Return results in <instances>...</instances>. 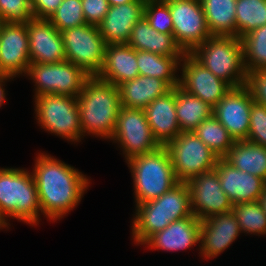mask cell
I'll return each instance as SVG.
<instances>
[{"label":"cell","instance_id":"cell-1","mask_svg":"<svg viewBox=\"0 0 266 266\" xmlns=\"http://www.w3.org/2000/svg\"><path fill=\"white\" fill-rule=\"evenodd\" d=\"M33 177L39 196L41 212L57 220L74 209L81 201L88 179L74 167L47 154H39Z\"/></svg>","mask_w":266,"mask_h":266},{"label":"cell","instance_id":"cell-2","mask_svg":"<svg viewBox=\"0 0 266 266\" xmlns=\"http://www.w3.org/2000/svg\"><path fill=\"white\" fill-rule=\"evenodd\" d=\"M82 134L111 138L120 110L118 87L96 76L89 77L77 97Z\"/></svg>","mask_w":266,"mask_h":266},{"label":"cell","instance_id":"cell-3","mask_svg":"<svg viewBox=\"0 0 266 266\" xmlns=\"http://www.w3.org/2000/svg\"><path fill=\"white\" fill-rule=\"evenodd\" d=\"M136 209L132 234L137 244H143L171 222L193 215L189 186L187 183L179 182L159 198L136 205Z\"/></svg>","mask_w":266,"mask_h":266},{"label":"cell","instance_id":"cell-4","mask_svg":"<svg viewBox=\"0 0 266 266\" xmlns=\"http://www.w3.org/2000/svg\"><path fill=\"white\" fill-rule=\"evenodd\" d=\"M190 54L232 88L245 85L243 44L237 36L212 35Z\"/></svg>","mask_w":266,"mask_h":266},{"label":"cell","instance_id":"cell-5","mask_svg":"<svg viewBox=\"0 0 266 266\" xmlns=\"http://www.w3.org/2000/svg\"><path fill=\"white\" fill-rule=\"evenodd\" d=\"M127 161L133 177L136 205L159 198L179 183L165 146Z\"/></svg>","mask_w":266,"mask_h":266},{"label":"cell","instance_id":"cell-6","mask_svg":"<svg viewBox=\"0 0 266 266\" xmlns=\"http://www.w3.org/2000/svg\"><path fill=\"white\" fill-rule=\"evenodd\" d=\"M41 211L33 174L18 168L0 169V213L29 224H38ZM7 215V216H6Z\"/></svg>","mask_w":266,"mask_h":266},{"label":"cell","instance_id":"cell-7","mask_svg":"<svg viewBox=\"0 0 266 266\" xmlns=\"http://www.w3.org/2000/svg\"><path fill=\"white\" fill-rule=\"evenodd\" d=\"M165 147L178 182L214 169L219 158L193 131L179 133Z\"/></svg>","mask_w":266,"mask_h":266},{"label":"cell","instance_id":"cell-8","mask_svg":"<svg viewBox=\"0 0 266 266\" xmlns=\"http://www.w3.org/2000/svg\"><path fill=\"white\" fill-rule=\"evenodd\" d=\"M38 123L51 133L79 141L82 134L77 97L44 94L35 97Z\"/></svg>","mask_w":266,"mask_h":266},{"label":"cell","instance_id":"cell-9","mask_svg":"<svg viewBox=\"0 0 266 266\" xmlns=\"http://www.w3.org/2000/svg\"><path fill=\"white\" fill-rule=\"evenodd\" d=\"M66 61L80 67L90 77L100 72L105 55L106 43L99 27L85 24L61 31Z\"/></svg>","mask_w":266,"mask_h":266},{"label":"cell","instance_id":"cell-10","mask_svg":"<svg viewBox=\"0 0 266 266\" xmlns=\"http://www.w3.org/2000/svg\"><path fill=\"white\" fill-rule=\"evenodd\" d=\"M27 75L36 83V96L44 94L78 97L90 77L70 61L31 63Z\"/></svg>","mask_w":266,"mask_h":266},{"label":"cell","instance_id":"cell-11","mask_svg":"<svg viewBox=\"0 0 266 266\" xmlns=\"http://www.w3.org/2000/svg\"><path fill=\"white\" fill-rule=\"evenodd\" d=\"M172 16L173 36L185 53H191L211 35L200 0H166Z\"/></svg>","mask_w":266,"mask_h":266},{"label":"cell","instance_id":"cell-12","mask_svg":"<svg viewBox=\"0 0 266 266\" xmlns=\"http://www.w3.org/2000/svg\"><path fill=\"white\" fill-rule=\"evenodd\" d=\"M111 140L120 142L126 161L160 147L153 136L144 109L121 106Z\"/></svg>","mask_w":266,"mask_h":266},{"label":"cell","instance_id":"cell-13","mask_svg":"<svg viewBox=\"0 0 266 266\" xmlns=\"http://www.w3.org/2000/svg\"><path fill=\"white\" fill-rule=\"evenodd\" d=\"M187 184L190 189L191 211L199 220L232 210L233 204L221 188L215 168L195 176Z\"/></svg>","mask_w":266,"mask_h":266},{"label":"cell","instance_id":"cell-14","mask_svg":"<svg viewBox=\"0 0 266 266\" xmlns=\"http://www.w3.org/2000/svg\"><path fill=\"white\" fill-rule=\"evenodd\" d=\"M181 61H183V66L179 87L188 94L203 100L212 108L232 88L227 82L205 68L190 53H186Z\"/></svg>","mask_w":266,"mask_h":266},{"label":"cell","instance_id":"cell-15","mask_svg":"<svg viewBox=\"0 0 266 266\" xmlns=\"http://www.w3.org/2000/svg\"><path fill=\"white\" fill-rule=\"evenodd\" d=\"M30 64L26 23L0 22V73L16 77Z\"/></svg>","mask_w":266,"mask_h":266},{"label":"cell","instance_id":"cell-16","mask_svg":"<svg viewBox=\"0 0 266 266\" xmlns=\"http://www.w3.org/2000/svg\"><path fill=\"white\" fill-rule=\"evenodd\" d=\"M253 102L249 90L241 86L231 88L213 108V115L234 140L247 139Z\"/></svg>","mask_w":266,"mask_h":266},{"label":"cell","instance_id":"cell-17","mask_svg":"<svg viewBox=\"0 0 266 266\" xmlns=\"http://www.w3.org/2000/svg\"><path fill=\"white\" fill-rule=\"evenodd\" d=\"M31 63L66 61L61 32L46 18L33 17L26 23Z\"/></svg>","mask_w":266,"mask_h":266},{"label":"cell","instance_id":"cell-18","mask_svg":"<svg viewBox=\"0 0 266 266\" xmlns=\"http://www.w3.org/2000/svg\"><path fill=\"white\" fill-rule=\"evenodd\" d=\"M242 232L233 211L200 220V251L204 258L216 257ZM202 246V247H201Z\"/></svg>","mask_w":266,"mask_h":266},{"label":"cell","instance_id":"cell-19","mask_svg":"<svg viewBox=\"0 0 266 266\" xmlns=\"http://www.w3.org/2000/svg\"><path fill=\"white\" fill-rule=\"evenodd\" d=\"M215 169L221 188L233 205L258 201L266 185L262 178L238 170L224 158H218Z\"/></svg>","mask_w":266,"mask_h":266},{"label":"cell","instance_id":"cell-20","mask_svg":"<svg viewBox=\"0 0 266 266\" xmlns=\"http://www.w3.org/2000/svg\"><path fill=\"white\" fill-rule=\"evenodd\" d=\"M145 0H135L118 6H110L98 25L107 45L128 43L132 28L144 16Z\"/></svg>","mask_w":266,"mask_h":266},{"label":"cell","instance_id":"cell-21","mask_svg":"<svg viewBox=\"0 0 266 266\" xmlns=\"http://www.w3.org/2000/svg\"><path fill=\"white\" fill-rule=\"evenodd\" d=\"M144 111L153 136L160 146H166L182 132L176 114V87L153 100Z\"/></svg>","mask_w":266,"mask_h":266},{"label":"cell","instance_id":"cell-22","mask_svg":"<svg viewBox=\"0 0 266 266\" xmlns=\"http://www.w3.org/2000/svg\"><path fill=\"white\" fill-rule=\"evenodd\" d=\"M138 76L136 49L127 43L106 45L103 66L96 77L118 87Z\"/></svg>","mask_w":266,"mask_h":266},{"label":"cell","instance_id":"cell-23","mask_svg":"<svg viewBox=\"0 0 266 266\" xmlns=\"http://www.w3.org/2000/svg\"><path fill=\"white\" fill-rule=\"evenodd\" d=\"M200 244V220L192 215L171 222L165 229L154 233L144 243L150 248L167 251L188 249Z\"/></svg>","mask_w":266,"mask_h":266},{"label":"cell","instance_id":"cell-24","mask_svg":"<svg viewBox=\"0 0 266 266\" xmlns=\"http://www.w3.org/2000/svg\"><path fill=\"white\" fill-rule=\"evenodd\" d=\"M120 105L126 108L145 109L153 100L172 88L162 79L139 75L118 86Z\"/></svg>","mask_w":266,"mask_h":266},{"label":"cell","instance_id":"cell-25","mask_svg":"<svg viewBox=\"0 0 266 266\" xmlns=\"http://www.w3.org/2000/svg\"><path fill=\"white\" fill-rule=\"evenodd\" d=\"M127 44L138 51H148L164 56H184L186 54L177 44L173 34H162L156 31L144 16L132 28Z\"/></svg>","mask_w":266,"mask_h":266},{"label":"cell","instance_id":"cell-26","mask_svg":"<svg viewBox=\"0 0 266 266\" xmlns=\"http://www.w3.org/2000/svg\"><path fill=\"white\" fill-rule=\"evenodd\" d=\"M240 171L262 178L266 182V147L248 140H235L223 157Z\"/></svg>","mask_w":266,"mask_h":266},{"label":"cell","instance_id":"cell-27","mask_svg":"<svg viewBox=\"0 0 266 266\" xmlns=\"http://www.w3.org/2000/svg\"><path fill=\"white\" fill-rule=\"evenodd\" d=\"M184 56H164L148 51L136 50L139 75L156 77L164 80L171 88L179 86L176 69ZM180 60V61H179Z\"/></svg>","mask_w":266,"mask_h":266},{"label":"cell","instance_id":"cell-28","mask_svg":"<svg viewBox=\"0 0 266 266\" xmlns=\"http://www.w3.org/2000/svg\"><path fill=\"white\" fill-rule=\"evenodd\" d=\"M237 0H200L211 35L236 36Z\"/></svg>","mask_w":266,"mask_h":266},{"label":"cell","instance_id":"cell-29","mask_svg":"<svg viewBox=\"0 0 266 266\" xmlns=\"http://www.w3.org/2000/svg\"><path fill=\"white\" fill-rule=\"evenodd\" d=\"M176 114L181 131H193L213 115V108L203 100L176 87Z\"/></svg>","mask_w":266,"mask_h":266},{"label":"cell","instance_id":"cell-30","mask_svg":"<svg viewBox=\"0 0 266 266\" xmlns=\"http://www.w3.org/2000/svg\"><path fill=\"white\" fill-rule=\"evenodd\" d=\"M193 132L219 157L223 158L235 142L228 130L212 115Z\"/></svg>","mask_w":266,"mask_h":266},{"label":"cell","instance_id":"cell-31","mask_svg":"<svg viewBox=\"0 0 266 266\" xmlns=\"http://www.w3.org/2000/svg\"><path fill=\"white\" fill-rule=\"evenodd\" d=\"M266 25V0L236 1V36L241 39Z\"/></svg>","mask_w":266,"mask_h":266},{"label":"cell","instance_id":"cell-32","mask_svg":"<svg viewBox=\"0 0 266 266\" xmlns=\"http://www.w3.org/2000/svg\"><path fill=\"white\" fill-rule=\"evenodd\" d=\"M241 41L246 71L266 68V25L244 35Z\"/></svg>","mask_w":266,"mask_h":266},{"label":"cell","instance_id":"cell-33","mask_svg":"<svg viewBox=\"0 0 266 266\" xmlns=\"http://www.w3.org/2000/svg\"><path fill=\"white\" fill-rule=\"evenodd\" d=\"M232 211L241 231L250 234H266V213L258 201L234 204Z\"/></svg>","mask_w":266,"mask_h":266},{"label":"cell","instance_id":"cell-34","mask_svg":"<svg viewBox=\"0 0 266 266\" xmlns=\"http://www.w3.org/2000/svg\"><path fill=\"white\" fill-rule=\"evenodd\" d=\"M48 20L59 32L85 25L86 20L81 0H62L60 6L50 15Z\"/></svg>","mask_w":266,"mask_h":266},{"label":"cell","instance_id":"cell-35","mask_svg":"<svg viewBox=\"0 0 266 266\" xmlns=\"http://www.w3.org/2000/svg\"><path fill=\"white\" fill-rule=\"evenodd\" d=\"M144 17L162 34H173L172 16L166 1H145Z\"/></svg>","mask_w":266,"mask_h":266},{"label":"cell","instance_id":"cell-36","mask_svg":"<svg viewBox=\"0 0 266 266\" xmlns=\"http://www.w3.org/2000/svg\"><path fill=\"white\" fill-rule=\"evenodd\" d=\"M33 17L31 0H0V22L27 23Z\"/></svg>","mask_w":266,"mask_h":266},{"label":"cell","instance_id":"cell-37","mask_svg":"<svg viewBox=\"0 0 266 266\" xmlns=\"http://www.w3.org/2000/svg\"><path fill=\"white\" fill-rule=\"evenodd\" d=\"M246 140L266 147V106L252 103L249 133Z\"/></svg>","mask_w":266,"mask_h":266},{"label":"cell","instance_id":"cell-38","mask_svg":"<svg viewBox=\"0 0 266 266\" xmlns=\"http://www.w3.org/2000/svg\"><path fill=\"white\" fill-rule=\"evenodd\" d=\"M254 102L266 106V68L247 72L244 85Z\"/></svg>","mask_w":266,"mask_h":266},{"label":"cell","instance_id":"cell-39","mask_svg":"<svg viewBox=\"0 0 266 266\" xmlns=\"http://www.w3.org/2000/svg\"><path fill=\"white\" fill-rule=\"evenodd\" d=\"M87 24L98 26L107 14L110 5L107 0H81Z\"/></svg>","mask_w":266,"mask_h":266},{"label":"cell","instance_id":"cell-40","mask_svg":"<svg viewBox=\"0 0 266 266\" xmlns=\"http://www.w3.org/2000/svg\"><path fill=\"white\" fill-rule=\"evenodd\" d=\"M62 0H31V10L35 18L48 19L60 6Z\"/></svg>","mask_w":266,"mask_h":266},{"label":"cell","instance_id":"cell-41","mask_svg":"<svg viewBox=\"0 0 266 266\" xmlns=\"http://www.w3.org/2000/svg\"><path fill=\"white\" fill-rule=\"evenodd\" d=\"M13 76L8 75V74H2L0 73V106L2 105V103L4 102L5 99V91L2 88V86H4L2 84V82L4 83L5 80L11 79Z\"/></svg>","mask_w":266,"mask_h":266},{"label":"cell","instance_id":"cell-42","mask_svg":"<svg viewBox=\"0 0 266 266\" xmlns=\"http://www.w3.org/2000/svg\"><path fill=\"white\" fill-rule=\"evenodd\" d=\"M258 202L260 203V206L263 209V211L266 213V185L263 188V191L258 198Z\"/></svg>","mask_w":266,"mask_h":266},{"label":"cell","instance_id":"cell-43","mask_svg":"<svg viewBox=\"0 0 266 266\" xmlns=\"http://www.w3.org/2000/svg\"><path fill=\"white\" fill-rule=\"evenodd\" d=\"M109 2L110 6H118V5H122L125 3H131L134 2L135 0H107Z\"/></svg>","mask_w":266,"mask_h":266},{"label":"cell","instance_id":"cell-44","mask_svg":"<svg viewBox=\"0 0 266 266\" xmlns=\"http://www.w3.org/2000/svg\"><path fill=\"white\" fill-rule=\"evenodd\" d=\"M6 221V218H4V216L0 213V228H5L8 226V223Z\"/></svg>","mask_w":266,"mask_h":266},{"label":"cell","instance_id":"cell-45","mask_svg":"<svg viewBox=\"0 0 266 266\" xmlns=\"http://www.w3.org/2000/svg\"><path fill=\"white\" fill-rule=\"evenodd\" d=\"M145 1H166V0H145Z\"/></svg>","mask_w":266,"mask_h":266}]
</instances>
